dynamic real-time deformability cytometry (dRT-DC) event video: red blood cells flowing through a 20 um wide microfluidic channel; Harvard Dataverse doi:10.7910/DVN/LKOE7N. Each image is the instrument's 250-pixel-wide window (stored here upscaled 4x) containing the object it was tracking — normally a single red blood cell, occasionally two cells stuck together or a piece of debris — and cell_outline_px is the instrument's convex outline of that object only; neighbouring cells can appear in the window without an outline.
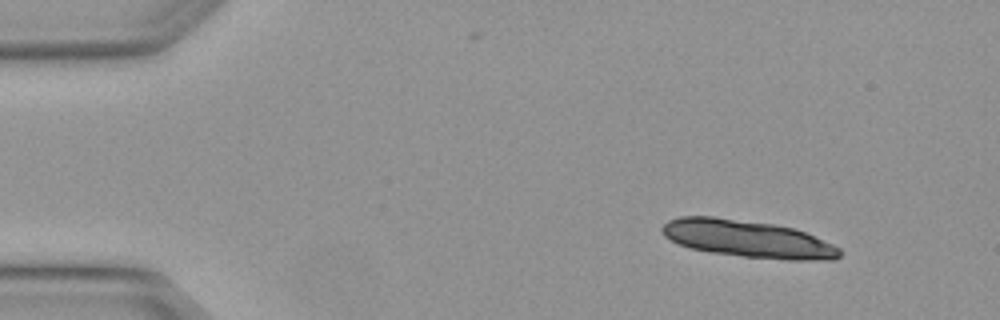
{"species": "Egyptian fruit bat (a non-hibernating species)", "species_latin": "Rousettus aegyptiacus", "temperature_condition": "warm", "stored_images_in_passage": 2, "camera_frame_rate_fps": 3000, "um_per_image_px": 0.085, "animal": {"sex": "female"}, "frame": {"image": 1, "passage_image": 2, "time_ms": 0.333, "image_size_px": [1000, 320], "cell_outline_px": [[844, 252], [840, 256], [832, 260], [788, 260], [744, 256], [712, 252], [688, 248], [664, 236], [660, 228], [668, 220], [680, 216], [712, 216], [772, 224], [796, 228], [832, 244], [840, 248]], "centroid_in_image_um": [63.57, 20.3], "position_along_channel_um": 21.4, "area_um2": 38.49}}